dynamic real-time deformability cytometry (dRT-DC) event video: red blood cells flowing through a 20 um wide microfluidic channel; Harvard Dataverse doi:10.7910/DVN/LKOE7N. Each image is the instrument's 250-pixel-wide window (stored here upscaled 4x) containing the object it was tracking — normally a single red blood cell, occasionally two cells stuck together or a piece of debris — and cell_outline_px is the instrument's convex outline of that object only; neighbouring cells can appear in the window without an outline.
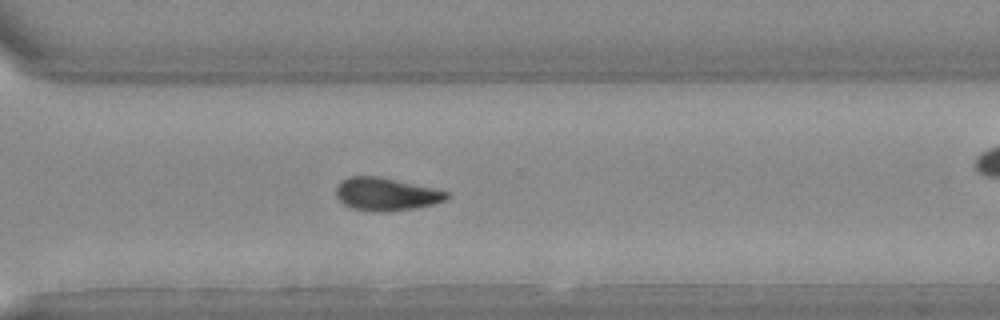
{"species": "Egyptian fruit bat (a non-hibernating species)", "species_latin": "Rousettus aegyptiacus", "temperature_condition": "warm", "stored_images_in_passage": 38, "camera_frame_rate_fps": 3000, "um_per_image_px": 0.085, "animal": {"sex": "female"}, "frame": {"image": 1, "passage_image": 27, "time_ms": 8.667, "image_size_px": [1000, 320], "cell_outline_px": [[448, 196], [444, 200], [432, 204], [412, 208], [384, 212], [372, 212], [352, 208], [344, 204], [336, 196], [336, 188], [340, 180], [348, 176], [380, 176], [436, 188], [448, 192]], "centroid_in_image_um": [32.78, 16.49], "position_along_channel_um": 337.8, "area_um2": 21.27}}